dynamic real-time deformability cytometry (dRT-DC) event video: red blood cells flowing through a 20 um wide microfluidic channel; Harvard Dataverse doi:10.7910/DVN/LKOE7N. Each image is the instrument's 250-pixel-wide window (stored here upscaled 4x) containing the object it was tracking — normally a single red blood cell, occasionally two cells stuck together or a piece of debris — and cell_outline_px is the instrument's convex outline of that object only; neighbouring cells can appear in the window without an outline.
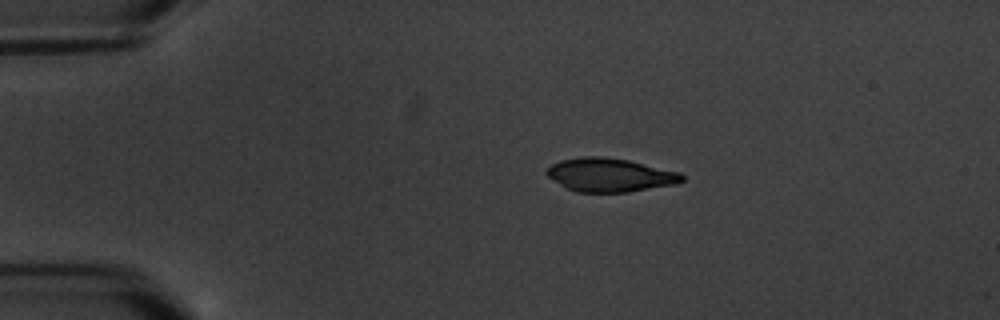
{"species": "common noctule bat (a hibernating species)", "species_latin": "Nyctalus noctula", "temperature_condition": "warm", "stored_images_in_passage": 9, "camera_frame_rate_fps": 3000, "um_per_image_px": 0.085, "animal": {"sex": "male", "body_mass_g": 20.1, "forearm_length_mm": 53.5}, "frame": {"image": 1, "passage_image": 1, "time_ms": 0.0, "image_size_px": [1000, 320], "cell_outline_px": [[684, 180], [676, 184], [628, 192], [576, 192], [568, 188], [548, 176], [544, 172], [552, 164], [560, 160], [580, 156], [604, 156], [628, 160], [680, 172], [684, 176]], "centroid_in_image_um": [51.85, 14.86], "position_along_channel_um": 33.1, "area_um2": 26.41}}
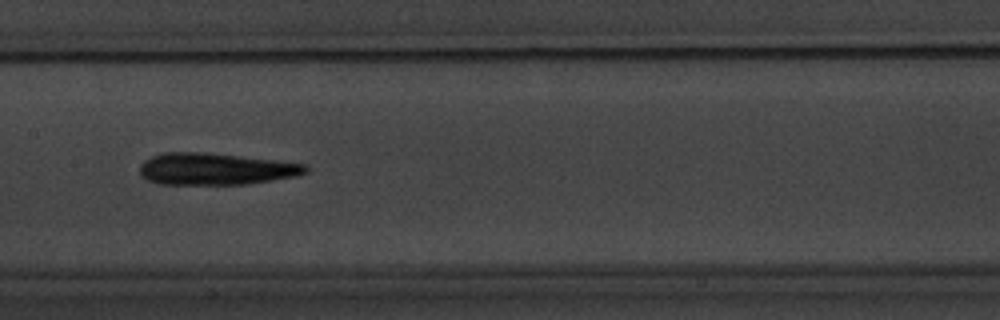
{"frame": {"image": 2, "passage_image": 6, "time_ms": 6.0, "image_size_px": [1000, 320], "cell_outline_px": [[308, 172], [296, 176], [248, 184], [160, 184], [148, 180], [140, 176], [140, 164], [144, 160], [152, 156], [164, 152], [208, 152], [308, 164]], "centroid_in_image_um": [18.32, 14.35], "position_along_channel_um": 189.1, "area_um2": 30.92}}
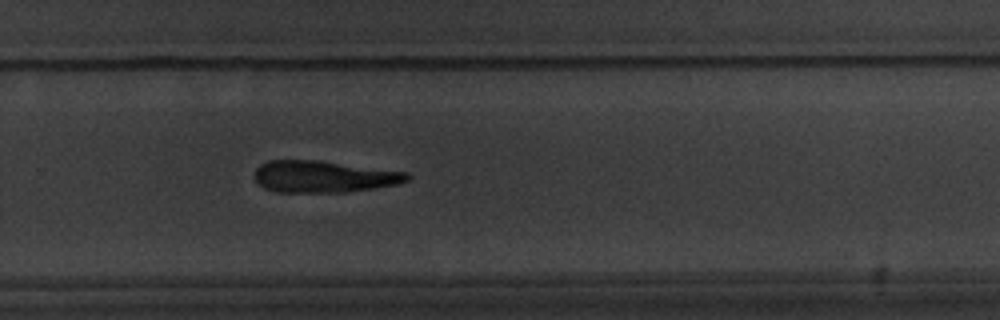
{"frame": {"image": 3, "passage_image": 9, "time_ms": 9.333, "image_size_px": [1000, 320], "cell_outline_px": [[412, 176], [408, 180], [396, 184], [348, 192], [276, 192], [264, 188], [256, 184], [256, 168], [260, 164], [268, 160], [320, 160], [408, 172]], "centroid_in_image_um": [27.5, 15.0], "position_along_channel_um": 302.3, "area_um2": 28.38}}